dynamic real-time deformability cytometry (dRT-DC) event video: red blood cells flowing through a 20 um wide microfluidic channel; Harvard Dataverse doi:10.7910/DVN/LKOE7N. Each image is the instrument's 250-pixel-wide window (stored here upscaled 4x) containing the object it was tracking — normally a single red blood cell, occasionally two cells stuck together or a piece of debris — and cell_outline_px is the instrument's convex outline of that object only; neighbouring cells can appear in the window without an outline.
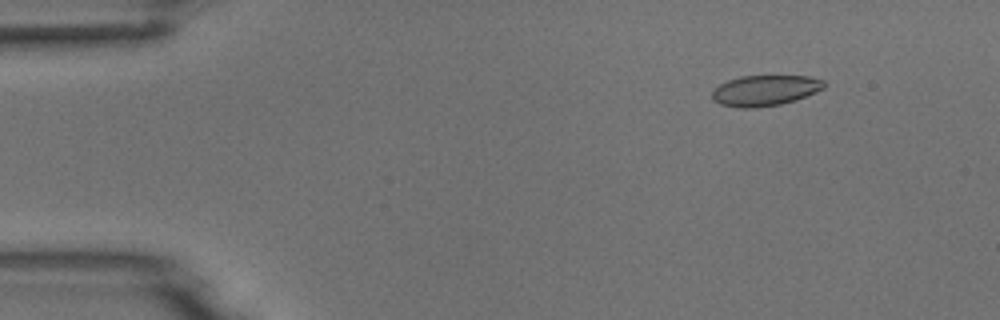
{"species": "common noctule bat (a hibernating species)", "species_latin": "Nyctalus noctula", "temperature_condition": "room temperature", "stored_images_in_passage": 11, "camera_frame_rate_fps": 3000, "um_per_image_px": 0.085, "animal": {"sex": "male", "body_mass_g": 18.8}, "frame": {"image": 1, "passage_image": 2, "time_ms": 2.0, "image_size_px": [1000, 320], "cell_outline_px": [[824, 88], [816, 92], [796, 100], [780, 104], [756, 108], [740, 108], [720, 104], [712, 100], [712, 88], [728, 80], [740, 76], [808, 76], [824, 80]], "centroid_in_image_um": [64.99, 7.69], "position_along_channel_um": 20.0, "area_um2": 20.11}}
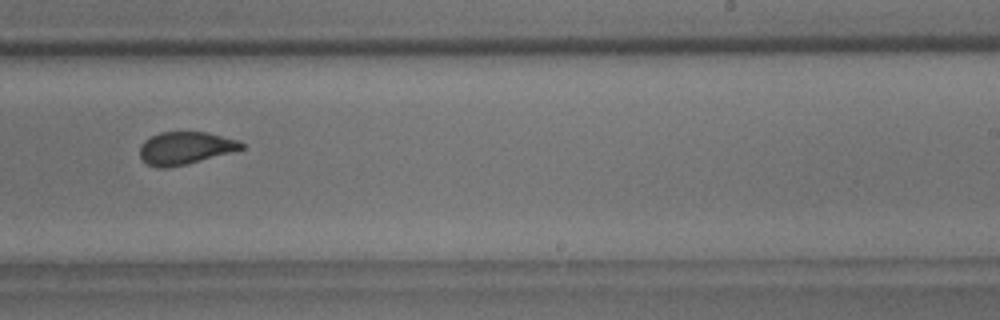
{"frame": {"image": 2, "passage_image": 10, "time_ms": 11.0, "image_size_px": [1000, 320], "cell_outline_px": [[244, 148], [232, 152], [188, 164], [168, 168], [156, 168], [148, 164], [140, 156], [140, 144], [144, 140], [160, 132], [208, 132], [236, 140], [244, 144]], "centroid_in_image_um": [15.73, 12.59], "position_along_channel_um": 273.3, "area_um2": 19.31}}
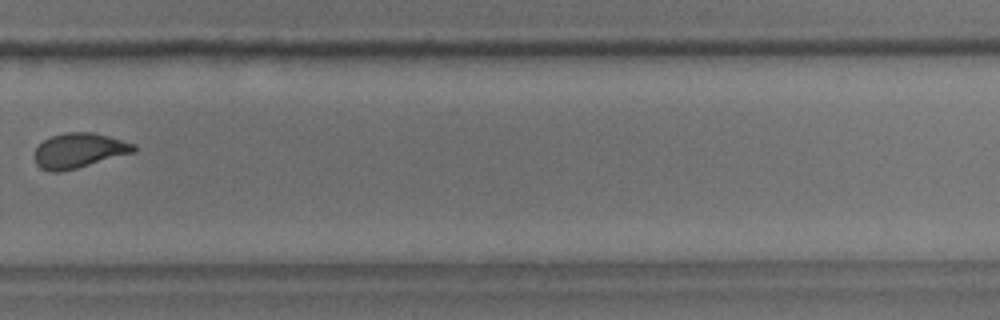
{"frame": {"image": 3, "passage_image": 11, "time_ms": 12.333, "image_size_px": [1000, 320], "cell_outline_px": [[136, 152], [76, 168], [60, 172], [52, 172], [40, 168], [36, 164], [32, 156], [32, 152], [44, 140], [52, 136], [68, 132], [88, 132], [108, 136], [136, 144]], "centroid_in_image_um": [6.69, 12.81], "position_along_channel_um": 323.1, "area_um2": 20.23}}